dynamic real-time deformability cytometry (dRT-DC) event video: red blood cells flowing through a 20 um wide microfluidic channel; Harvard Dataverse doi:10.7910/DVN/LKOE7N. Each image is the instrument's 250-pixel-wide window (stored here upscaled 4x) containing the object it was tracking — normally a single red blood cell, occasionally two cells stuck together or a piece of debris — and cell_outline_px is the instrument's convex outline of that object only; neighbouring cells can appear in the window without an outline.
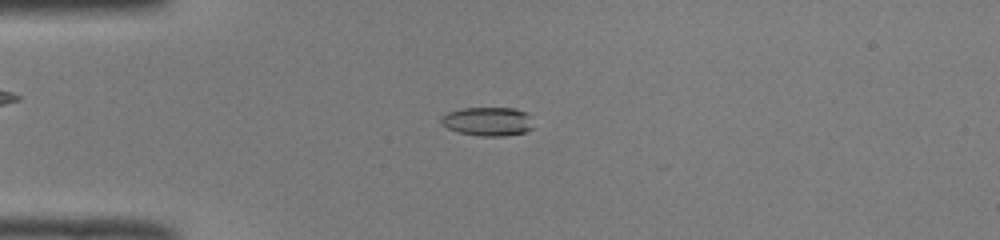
{"species": "common noctule bat (a hibernating species)", "species_latin": "Nyctalus noctula", "temperature_condition": "room temperature", "stored_images_in_passage": 50, "camera_frame_rate_fps": 3000, "um_per_image_px": 0.085, "animal": {"sex": "male", "body_mass_g": 19.0, "forearm_length_mm": 50.8}, "frame": {"image": 1, "passage_image": 13, "time_ms": 4.0, "image_size_px": [1000, 240], "cell_outline_px": [[532, 128], [524, 132], [504, 136], [480, 136], [460, 132], [448, 128], [440, 120], [440, 116], [448, 112], [460, 108], [516, 108], [532, 116]], "centroid_in_image_um": [41.47, 10.31], "position_along_channel_um": 43.5, "area_um2": 15.49}}
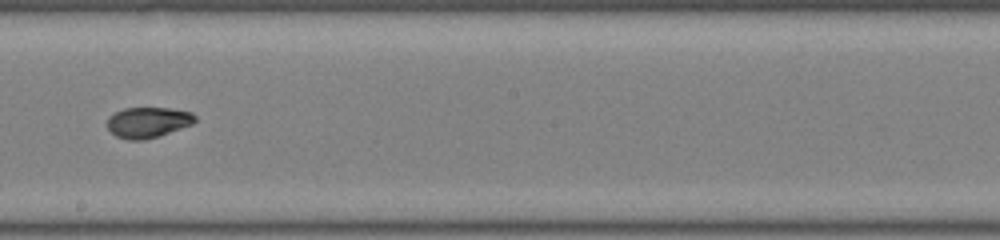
{"frame": {"image": 2, "passage_image": 29, "time_ms": 9.333, "image_size_px": [1000, 240], "cell_outline_px": [[196, 120], [192, 124], [144, 140], [128, 140], [116, 136], [108, 128], [108, 116], [124, 108], [172, 108], [192, 112], [196, 116]], "centroid_in_image_um": [12.57, 10.38], "position_along_channel_um": 235.6, "area_um2": 15.49}}
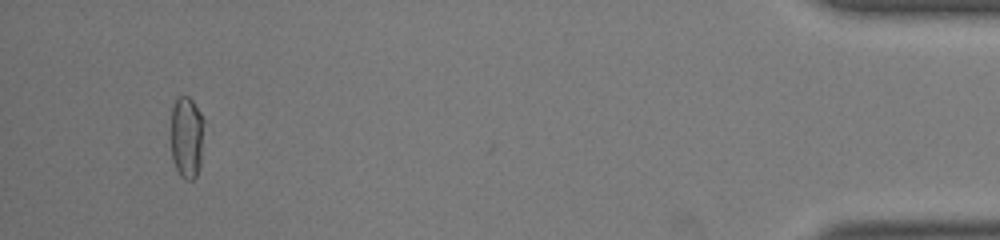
{"frame": {"image": 3, "passage_image": 48, "time_ms": 15.667, "image_size_px": [1000, 240], "cell_outline_px": [[204, 120], [200, 168], [196, 176], [192, 180], [184, 180], [180, 176], [172, 160], [172, 108], [176, 96], [188, 96], [192, 100], [200, 112]], "centroid_in_image_um": [15.88, 11.67], "position_along_channel_um": 419.3, "area_um2": 15.95}, "authors_computed_cell_mechanics": {"area_um2": 15.7216, "velocity_mm_per_s": 4.0423, "shape_relaxation_time_tau1_ms": null, "shape_relaxation_time_tau2_ms": 1.8307, "deformation_change_tau1": null, "deformation_change_tau2": 0.0543}}